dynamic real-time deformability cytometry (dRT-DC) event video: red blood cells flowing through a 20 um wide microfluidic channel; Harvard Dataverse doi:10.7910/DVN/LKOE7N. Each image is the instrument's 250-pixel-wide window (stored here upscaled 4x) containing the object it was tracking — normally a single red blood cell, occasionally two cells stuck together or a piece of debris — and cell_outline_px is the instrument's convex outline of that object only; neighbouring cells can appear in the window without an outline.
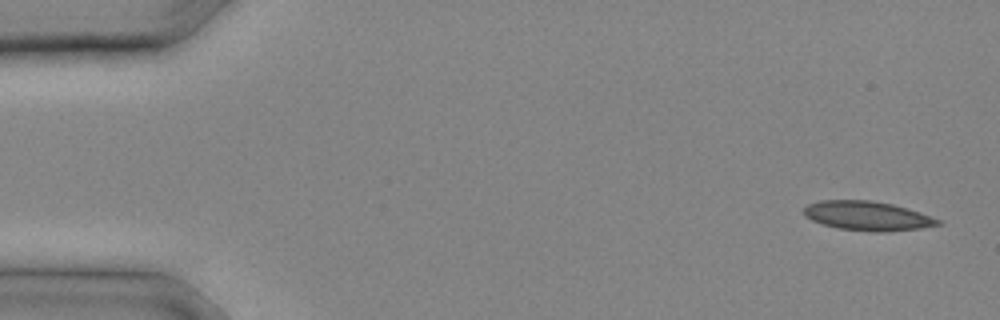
{"species": "common noctule bat (a hibernating species)", "species_latin": "Nyctalus noctula", "temperature_condition": "cold", "stored_images_in_passage": 7, "camera_frame_rate_fps": 3000, "um_per_image_px": 0.085, "animal": {"sex": "male", "body_mass_g": 20.4}, "frame": {"image": 1, "passage_image": 1, "time_ms": 0.0, "image_size_px": [1000, 320], "cell_outline_px": [[940, 224], [920, 228], [884, 232], [872, 232], [836, 228], [812, 220], [804, 216], [804, 208], [808, 204], [820, 200], [872, 200], [892, 204], [920, 212], [940, 220]], "centroid_in_image_um": [73.7, 18.35], "position_along_channel_um": 11.3, "area_um2": 22.77}}